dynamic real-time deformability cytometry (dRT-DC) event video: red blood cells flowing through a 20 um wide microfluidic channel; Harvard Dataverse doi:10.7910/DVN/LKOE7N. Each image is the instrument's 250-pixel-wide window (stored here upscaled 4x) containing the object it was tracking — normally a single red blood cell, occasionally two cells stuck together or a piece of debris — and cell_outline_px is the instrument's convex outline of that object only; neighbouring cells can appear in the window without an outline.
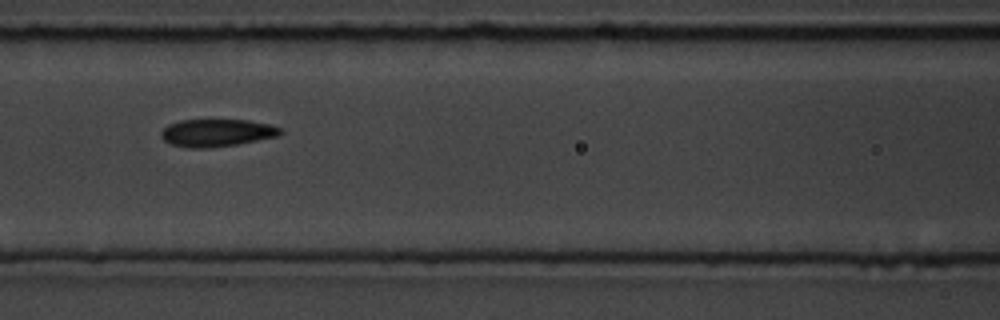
{"species": "common noctule bat (a hibernating species)", "species_latin": "Nyctalus noctula", "temperature_condition": "room temperature", "stored_images_in_passage": 18, "camera_frame_rate_fps": 3000, "um_per_image_px": 0.085, "animal": {"sex": "male", "body_mass_g": 19.5, "forearm_length_mm": 54.6}, "frame": {"image": 1, "passage_image": 8, "time_ms": 8.0, "image_size_px": [1000, 320], "cell_outline_px": [[284, 132], [280, 136], [236, 144], [204, 148], [188, 148], [172, 144], [164, 140], [160, 136], [160, 132], [168, 124], [180, 120], [248, 120], [268, 124], [280, 128]], "centroid_in_image_um": [18.42, 11.28], "position_along_channel_um": 148.2, "area_um2": 19.07}}
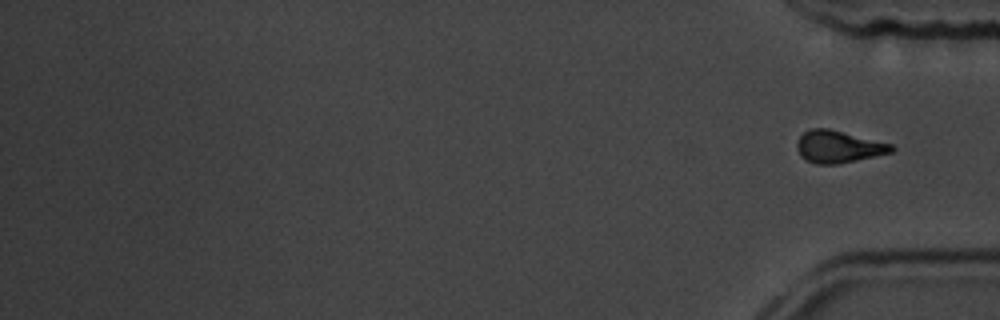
{"frame": {"image": 2, "passage_image": 18, "time_ms": 19.333, "image_size_px": [1000, 320], "cell_outline_px": [[896, 148], [892, 152], [856, 160], [836, 164], [816, 164], [800, 156], [796, 148], [796, 144], [800, 136], [808, 128], [828, 128], [892, 144]], "centroid_in_image_um": [71.24, 12.46], "position_along_channel_um": 364.0, "area_um2": 17.63}, "authors_computed_cell_mechanics": {"area_um2": 18.5249, "velocity_mm_per_s": 3.653, "shape_relaxation_time_tau1_ms": 5.2843, "shape_relaxation_time_tau2_ms": 3.8411, "deformation_change_tau1": 0.1226, "deformation_change_tau2": 0.1003}}